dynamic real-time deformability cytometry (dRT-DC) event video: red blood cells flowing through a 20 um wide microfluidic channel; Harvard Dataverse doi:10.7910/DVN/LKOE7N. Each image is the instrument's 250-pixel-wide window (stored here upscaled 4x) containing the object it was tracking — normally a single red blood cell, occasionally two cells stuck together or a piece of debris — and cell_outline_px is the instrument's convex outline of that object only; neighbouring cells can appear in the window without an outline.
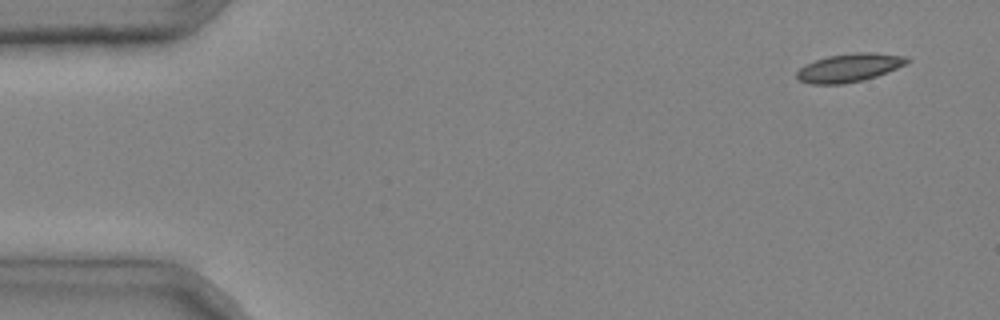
{"species": "common noctule bat (a hibernating species)", "species_latin": "Nyctalus noctula", "temperature_condition": "cold", "stored_images_in_passage": 4, "camera_frame_rate_fps": 3000, "um_per_image_px": 0.085, "animal": {"sex": "male", "body_mass_g": 20.4}, "frame": {"image": 1, "passage_image": 1, "time_ms": 0.0, "image_size_px": [1000, 320], "cell_outline_px": [[912, 60], [896, 68], [876, 76], [864, 80], [844, 84], [808, 84], [800, 80], [796, 76], [796, 72], [804, 64], [828, 56], [856, 52], [872, 52], [908, 56]], "centroid_in_image_um": [72.18, 5.75], "position_along_channel_um": 12.8, "area_um2": 18.26}}
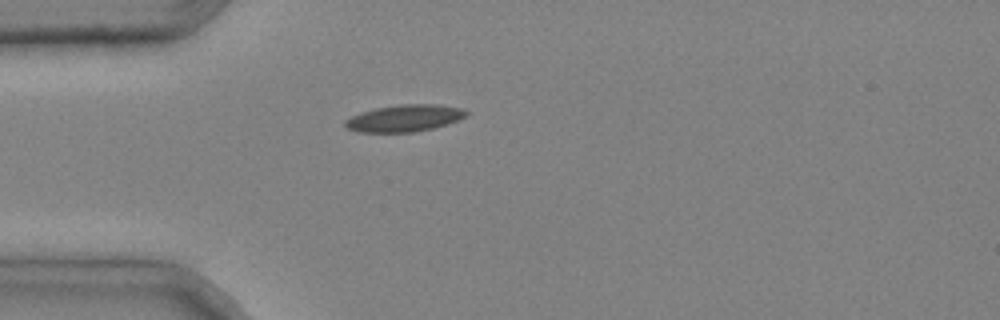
{"frame": {"image": 2, "passage_image": 4, "time_ms": 1.0, "image_size_px": [1000, 320], "cell_outline_px": [[468, 112], [464, 116], [448, 124], [432, 128], [412, 132], [356, 132], [348, 128], [344, 124], [344, 120], [352, 116], [376, 108], [400, 104], [436, 104], [464, 108]], "centroid_in_image_um": [34.38, 10.04], "position_along_channel_um": 50.6, "area_um2": 18.79}}